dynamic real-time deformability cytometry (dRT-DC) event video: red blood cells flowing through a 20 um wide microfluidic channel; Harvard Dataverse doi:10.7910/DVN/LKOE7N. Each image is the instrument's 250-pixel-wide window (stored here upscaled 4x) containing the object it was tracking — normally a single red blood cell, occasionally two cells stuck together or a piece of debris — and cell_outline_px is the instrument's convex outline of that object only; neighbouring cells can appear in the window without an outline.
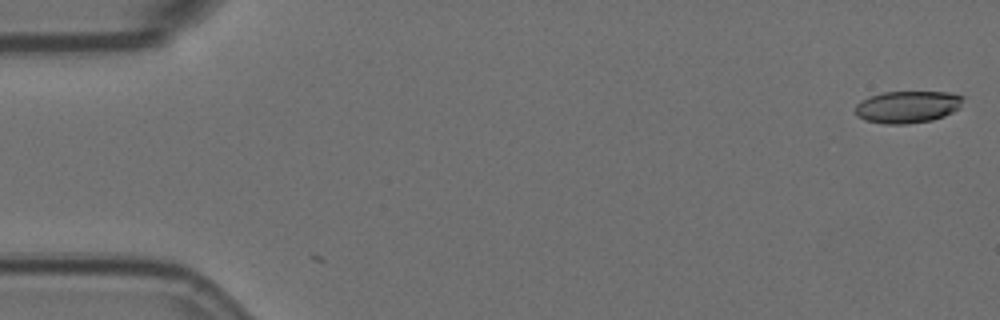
{"species": "Egyptian fruit bat (a non-hibernating species)", "species_latin": "Rousettus aegyptiacus", "temperature_condition": "room temperature", "stored_images_in_passage": 8, "camera_frame_rate_fps": 3000, "um_per_image_px": 0.085, "animal": {"sex": "female"}, "frame": {"image": 1, "passage_image": 1, "time_ms": 0.0, "image_size_px": [1000, 320], "cell_outline_px": [[964, 96], [960, 108], [944, 116], [932, 120], [908, 124], [884, 124], [864, 120], [856, 116], [856, 104], [860, 100], [868, 96], [884, 92], [952, 92]], "centroid_in_image_um": [77.13, 9.08], "position_along_channel_um": 7.9, "area_um2": 20.4}}
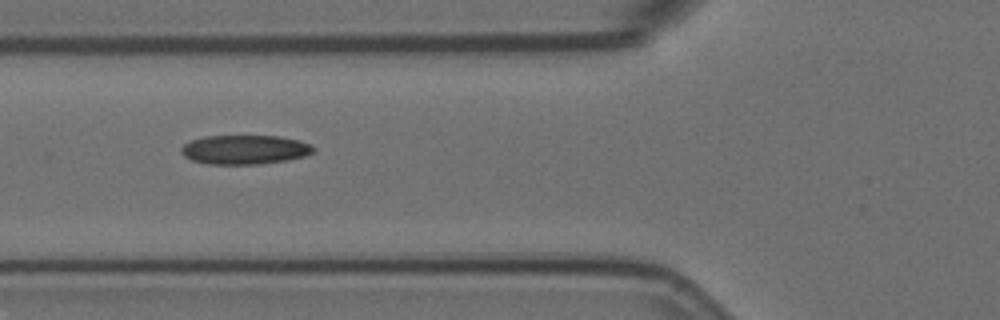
{"frame": {"image": 2, "passage_image": 6, "time_ms": 1.667, "image_size_px": [1000, 320], "cell_outline_px": [[316, 148], [312, 152], [304, 156], [288, 160], [256, 164], [208, 164], [192, 160], [184, 156], [180, 152], [180, 148], [184, 144], [192, 140], [204, 136], [280, 136], [300, 140], [312, 144]], "centroid_in_image_um": [20.81, 12.71], "position_along_channel_um": 105.0, "area_um2": 22.6}}
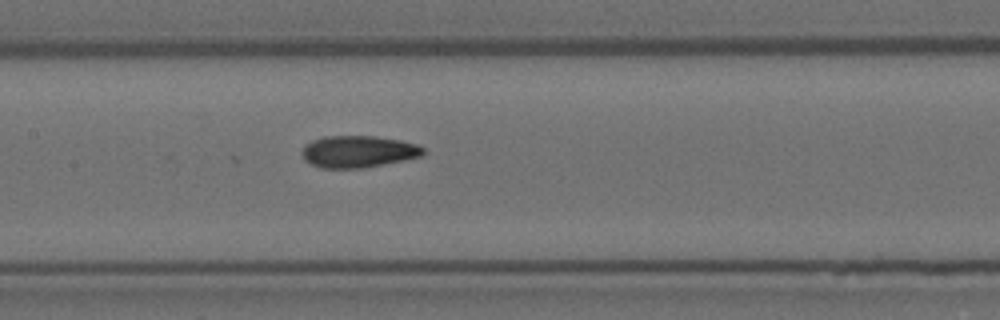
{"frame": {"image": 3, "passage_image": 8, "time_ms": 2.333, "image_size_px": [1000, 320], "cell_outline_px": [[424, 152], [420, 156], [404, 160], [364, 168], [320, 168], [304, 160], [300, 152], [304, 144], [312, 140], [324, 136], [376, 136], [400, 140], [416, 144], [424, 148]], "centroid_in_image_um": [30.4, 12.88], "position_along_channel_um": 177.0, "area_um2": 22.66}}